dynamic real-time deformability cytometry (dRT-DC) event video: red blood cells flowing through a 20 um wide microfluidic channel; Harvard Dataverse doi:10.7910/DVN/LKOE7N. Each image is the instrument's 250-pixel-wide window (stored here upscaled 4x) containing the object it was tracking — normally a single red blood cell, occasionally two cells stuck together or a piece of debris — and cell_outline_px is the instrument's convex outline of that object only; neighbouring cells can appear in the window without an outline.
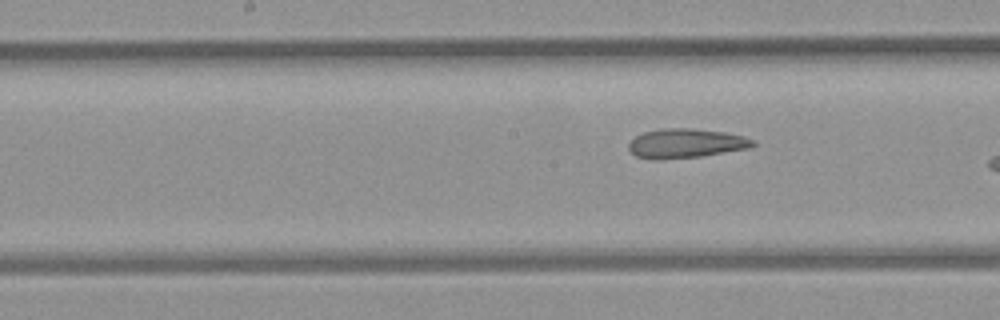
{"species": "common noctule bat (a hibernating species)", "species_latin": "Nyctalus noctula", "temperature_condition": "room temperature", "stored_images_in_passage": 26, "segment_of_instrument_passage": [2, 2], "camera_frame_rate_fps": 3000, "um_per_image_px": 0.085, "animal": {"sex": "female", "body_mass_g": 21.9}, "frame": {"image": 1, "passage_image": 26, "time_ms": 8.333, "image_size_px": [1000, 320], "cell_outline_px": [[756, 144], [748, 148], [700, 156], [660, 160], [652, 160], [636, 156], [628, 148], [628, 144], [636, 136], [644, 132], [660, 128], [692, 128], [724, 132], [744, 136], [752, 140]], "centroid_in_image_um": [58.25, 12.18], "position_along_channel_um": 189.9, "area_um2": 21.15}}